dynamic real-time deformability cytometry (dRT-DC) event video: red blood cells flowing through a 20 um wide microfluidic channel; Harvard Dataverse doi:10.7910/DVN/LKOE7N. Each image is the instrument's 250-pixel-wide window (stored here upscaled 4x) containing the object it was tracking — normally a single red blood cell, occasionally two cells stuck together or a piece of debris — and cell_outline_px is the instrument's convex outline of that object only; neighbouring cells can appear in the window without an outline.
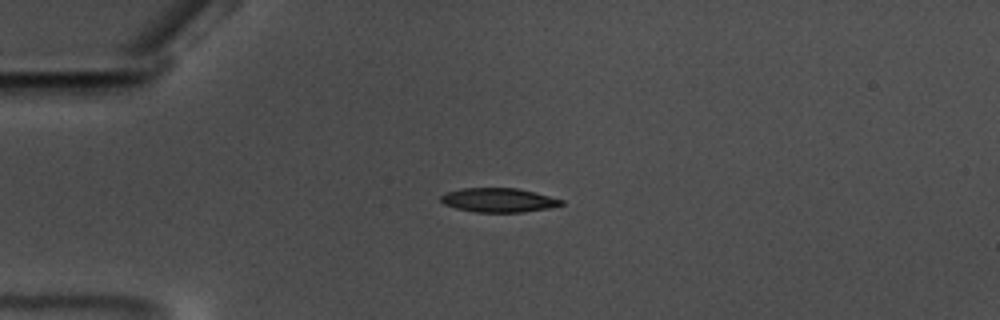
{"species": "common noctule bat (a hibernating species)", "species_latin": "Nyctalus noctula", "temperature_condition": "warm", "stored_images_in_passage": 59, "camera_frame_rate_fps": 3000, "um_per_image_px": 0.085, "animal": {"sex": "male", "body_mass_g": 17.5, "forearm_length_mm": 52.3}, "frame": {"image": 1, "passage_image": 16, "time_ms": 5.0, "image_size_px": [1000, 320], "cell_outline_px": [[564, 204], [548, 208], [520, 212], [476, 212], [456, 208], [444, 204], [440, 200], [440, 196], [448, 192], [464, 188], [516, 188], [536, 192], [564, 200]], "centroid_in_image_um": [42.39, 17.0], "position_along_channel_um": 42.6, "area_um2": 16.82}}
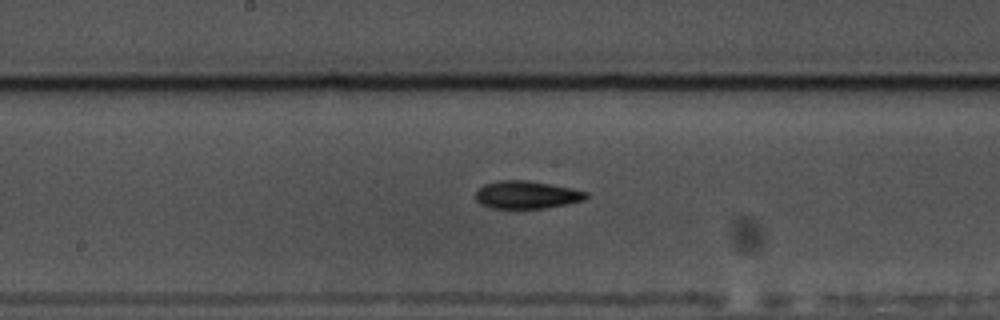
{"frame": {"image": 2, "passage_image": 32, "time_ms": 10.333, "image_size_px": [1000, 320], "cell_outline_px": [[588, 196], [584, 200], [568, 204], [548, 208], [492, 208], [480, 204], [476, 200], [476, 192], [484, 184], [500, 180], [528, 180], [572, 188], [588, 192]], "centroid_in_image_um": [44.79, 16.56], "position_along_channel_um": 203.4, "area_um2": 17.92}}
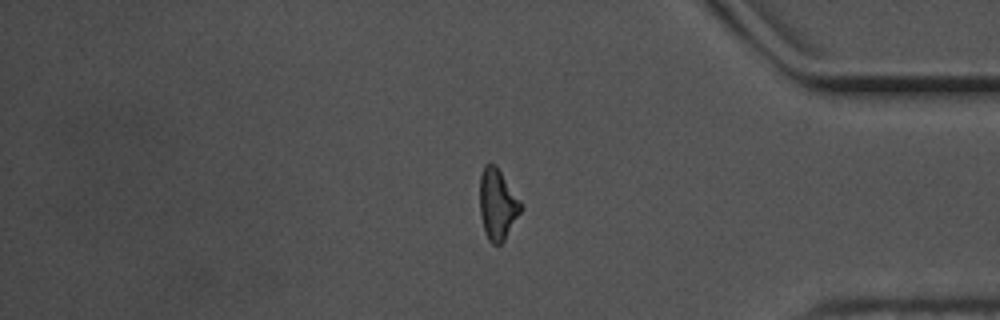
{"frame": {"image": 3, "passage_image": 50, "time_ms": 16.333, "image_size_px": [1000, 320], "cell_outline_px": [[524, 208], [504, 240], [500, 244], [492, 244], [488, 240], [484, 232], [480, 216], [480, 176], [484, 164], [496, 164], [524, 204]], "centroid_in_image_um": [42.31, 17.36], "position_along_channel_um": 392.9, "area_um2": 17.4}, "authors_computed_cell_mechanics": {"area_um2": 16.9932, "velocity_mm_per_s": 3.5189, "shape_relaxation_time_tau1_ms": 5.0333, "shape_relaxation_time_tau2_ms": 5.2657, "deformation_change_tau1": 0.1689, "deformation_change_tau2": 0.1401}}